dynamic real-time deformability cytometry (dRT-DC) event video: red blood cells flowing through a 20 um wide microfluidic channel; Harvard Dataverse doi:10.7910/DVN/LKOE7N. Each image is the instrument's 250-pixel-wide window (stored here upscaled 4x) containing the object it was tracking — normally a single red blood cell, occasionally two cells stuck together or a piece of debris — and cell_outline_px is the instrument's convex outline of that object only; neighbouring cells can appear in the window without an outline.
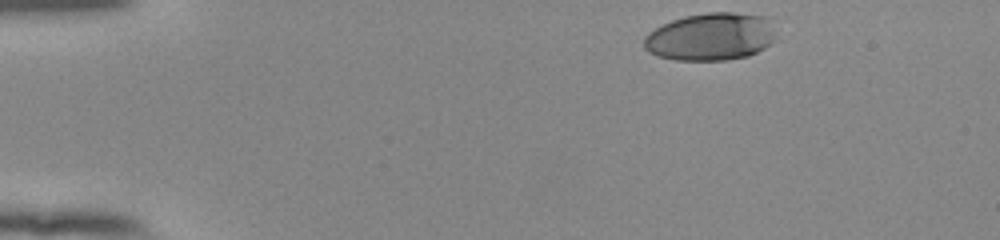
{"species": "human", "species_latin": "Homo sapiens", "temperature_condition": "room temperature", "stored_images_in_passage": 39, "camera_frame_rate_fps": 3000, "um_per_image_px": 0.085, "donor": {"sex": "female"}, "frame": {"image": 1, "passage_image": 1, "time_ms": 0.0, "image_size_px": [1000, 240], "cell_outline_px": [[776, 40], [764, 48], [748, 56], [728, 60], [676, 60], [656, 56], [648, 52], [644, 48], [644, 36], [648, 32], [672, 20], [684, 16], [708, 12], [736, 12], [772, 16]], "centroid_in_image_um": [60.46, 3.1], "position_along_channel_um": 24.5, "area_um2": 37.34}}
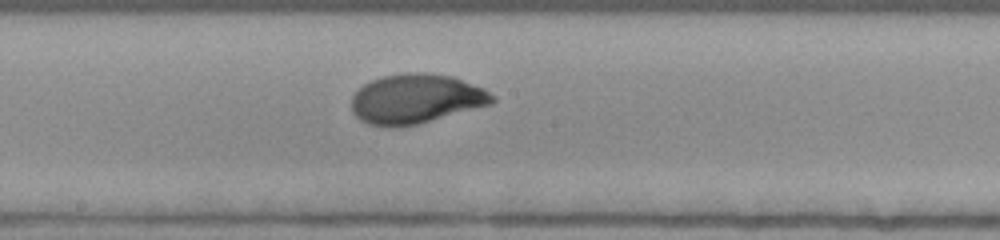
{"frame": {"image": 2, "passage_image": 23, "time_ms": 7.333, "image_size_px": [1000, 240], "cell_outline_px": [[496, 100], [492, 104], [416, 124], [400, 128], [388, 128], [368, 124], [360, 120], [352, 112], [352, 96], [364, 84], [380, 76], [404, 72], [424, 72], [452, 76], [484, 88], [496, 96]], "centroid_in_image_um": [35.35, 8.4], "position_along_channel_um": 212.9, "area_um2": 40.98}}
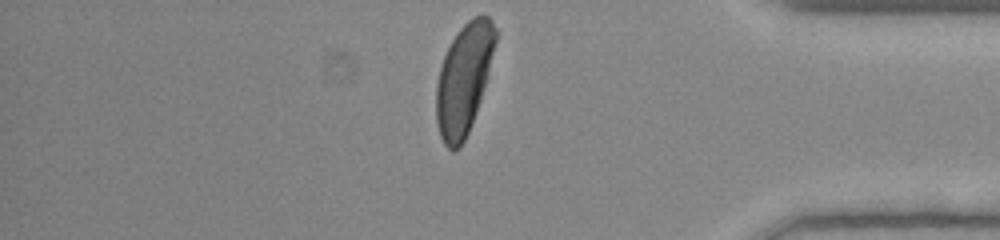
{"frame": {"image": 3, "passage_image": 39, "time_ms": 12.667, "image_size_px": [1000, 240], "cell_outline_px": [[496, 40], [488, 72], [480, 100], [468, 132], [460, 148], [452, 152], [444, 144], [440, 136], [436, 120], [436, 84], [440, 68], [444, 56], [452, 40], [460, 28], [472, 16], [488, 16], [492, 20], [496, 28]], "centroid_in_image_um": [39.41, 6.72], "position_along_channel_um": 395.8, "area_um2": 37.63}, "authors_computed_cell_mechanics": {"area_um2": 39.9976, "velocity_mm_per_s": 3.849, "shape_relaxation_time_tau1_ms": 3.3941, "shape_relaxation_time_tau2_ms": null, "deformation_change_tau1": 0.1799, "deformation_change_tau2": null}}